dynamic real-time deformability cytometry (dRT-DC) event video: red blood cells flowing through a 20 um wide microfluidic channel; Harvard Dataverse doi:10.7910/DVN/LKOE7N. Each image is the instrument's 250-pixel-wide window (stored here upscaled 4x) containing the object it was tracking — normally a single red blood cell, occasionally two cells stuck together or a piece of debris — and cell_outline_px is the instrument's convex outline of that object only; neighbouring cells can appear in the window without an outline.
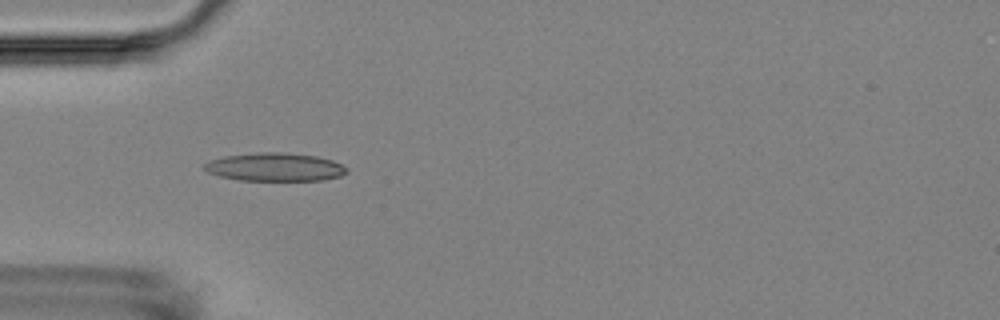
{"species": "Egyptian fruit bat (a non-hibernating species)", "species_latin": "Rousettus aegyptiacus", "temperature_condition": "room temperature", "stored_images_in_passage": 3, "camera_frame_rate_fps": 3000, "um_per_image_px": 0.085, "animal": {"sex": "female"}, "frame": {"image": 1, "passage_image": 2, "time_ms": 2.0, "image_size_px": [1000, 320], "cell_outline_px": [[348, 172], [340, 176], [324, 180], [240, 180], [220, 176], [208, 172], [204, 168], [204, 164], [208, 160], [224, 156], [260, 152], [280, 152], [316, 156], [332, 160], [348, 168]], "centroid_in_image_um": [23.37, 14.19], "position_along_channel_um": 61.6, "area_um2": 23.35}}
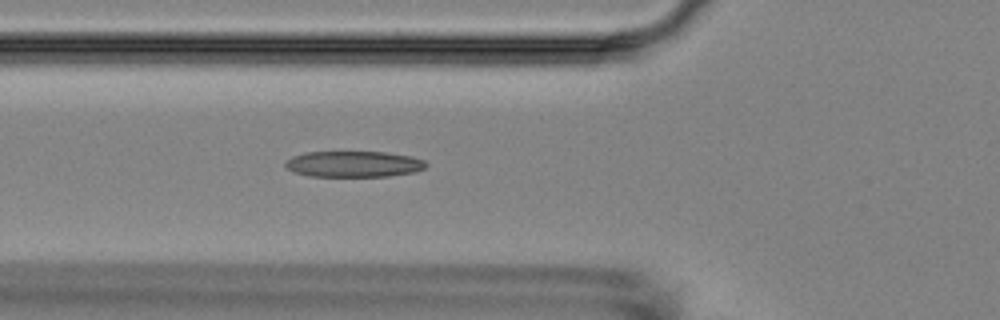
{"frame": {"image": 2, "passage_image": 3, "time_ms": 3.0, "image_size_px": [1000, 320], "cell_outline_px": [[428, 164], [424, 168], [416, 172], [388, 176], [308, 176], [292, 172], [284, 164], [292, 156], [304, 152], [384, 152], [412, 156], [424, 160]], "centroid_in_image_um": [30.07, 13.94], "position_along_channel_um": 95.7, "area_um2": 21.39}}